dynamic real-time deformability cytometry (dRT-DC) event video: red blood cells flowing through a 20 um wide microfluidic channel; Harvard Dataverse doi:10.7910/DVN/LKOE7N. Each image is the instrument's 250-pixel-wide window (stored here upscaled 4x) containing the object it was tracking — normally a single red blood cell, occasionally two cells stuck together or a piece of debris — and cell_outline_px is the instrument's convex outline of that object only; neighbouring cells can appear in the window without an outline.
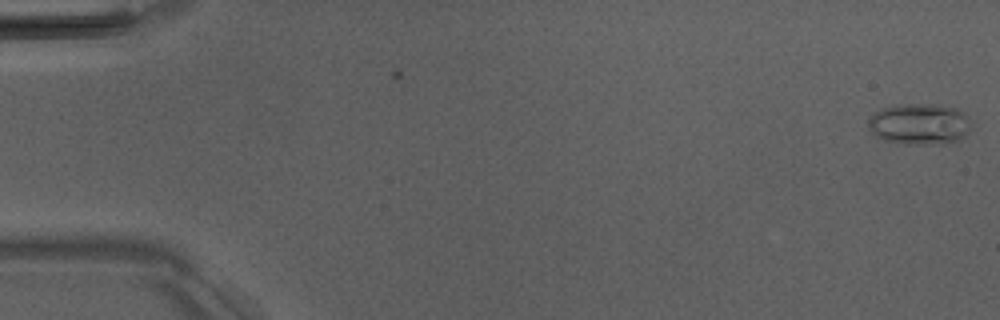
{"species": "Egyptian fruit bat (a non-hibernating species)", "species_latin": "Rousettus aegyptiacus", "temperature_condition": "room temperature", "stored_images_in_passage": 3, "camera_frame_rate_fps": 3000, "um_per_image_px": 0.085, "animal": {"sex": "male"}, "frame": {"image": 1, "passage_image": 1, "time_ms": 0.0, "image_size_px": [1000, 320], "cell_outline_px": [[972, 124], [968, 132], [960, 140], [940, 144], [904, 144], [884, 140], [876, 136], [868, 128], [868, 120], [880, 108], [896, 104], [940, 104], [956, 108], [964, 112]], "centroid_in_image_um": [78.17, 10.53], "position_along_channel_um": 6.8, "area_um2": 25.03}}